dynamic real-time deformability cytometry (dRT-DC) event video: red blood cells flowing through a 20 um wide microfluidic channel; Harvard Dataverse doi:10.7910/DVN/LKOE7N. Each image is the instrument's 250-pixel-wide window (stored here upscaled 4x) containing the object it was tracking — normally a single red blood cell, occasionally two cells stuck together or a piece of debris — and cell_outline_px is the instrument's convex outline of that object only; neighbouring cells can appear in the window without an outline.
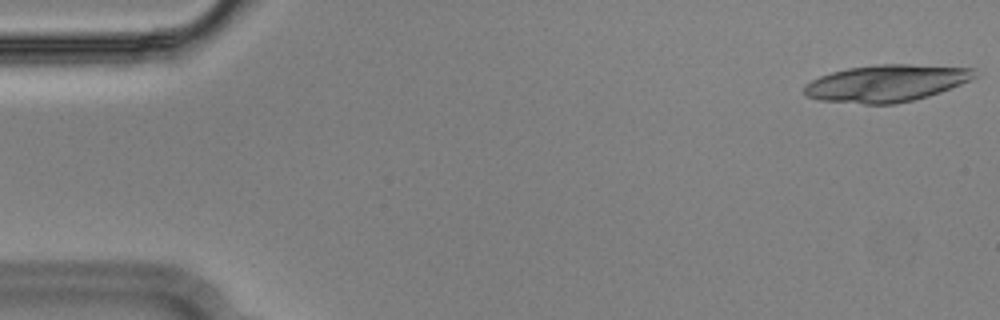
{"species": "Egyptian fruit bat (a non-hibernating species)", "species_latin": "Rousettus aegyptiacus", "temperature_condition": "cold", "stored_images_in_passage": 19, "camera_frame_rate_fps": 3000, "um_per_image_px": 0.085, "animal": {"sex": "male"}, "frame": {"image": 1, "passage_image": 1, "time_ms": 0.0, "image_size_px": [1000, 320], "cell_outline_px": [[980, 76], [940, 92], [928, 96], [896, 104], [864, 104], [816, 100], [804, 96], [804, 84], [820, 76], [832, 72], [848, 68], [876, 64], [908, 64], [976, 68]], "centroid_in_image_um": [75.35, 7.07], "position_along_channel_um": 9.7, "area_um2": 37.05}}